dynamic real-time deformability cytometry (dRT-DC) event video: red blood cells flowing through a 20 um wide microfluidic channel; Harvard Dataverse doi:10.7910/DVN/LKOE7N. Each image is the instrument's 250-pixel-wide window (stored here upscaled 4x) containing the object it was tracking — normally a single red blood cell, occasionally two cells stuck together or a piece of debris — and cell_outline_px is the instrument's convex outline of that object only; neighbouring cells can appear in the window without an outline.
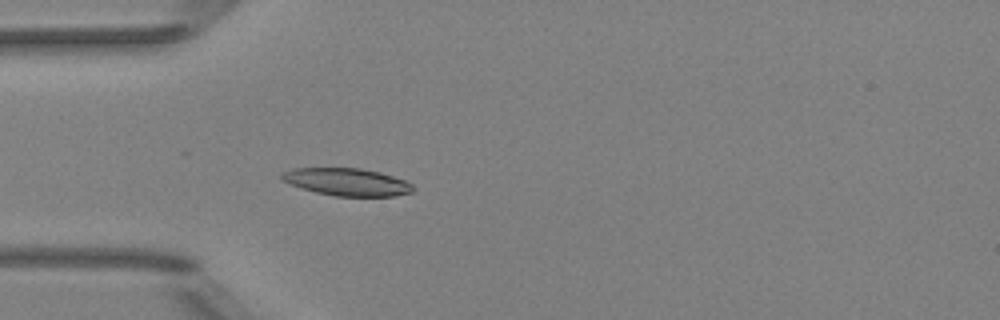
{"species": "Egyptian fruit bat (a non-hibernating species)", "species_latin": "Rousettus aegyptiacus", "temperature_condition": "room temperature", "stored_images_in_passage": 10, "camera_frame_rate_fps": 3000, "um_per_image_px": 0.085, "animal": {"sex": "female"}, "frame": {"image": 1, "passage_image": 4, "time_ms": 1.0, "image_size_px": [1000, 320], "cell_outline_px": [[416, 188], [412, 192], [396, 196], [336, 196], [316, 192], [300, 188], [280, 180], [280, 172], [292, 168], [360, 168], [380, 172], [404, 180], [412, 184]], "centroid_in_image_um": [29.46, 15.46], "position_along_channel_um": 55.5, "area_um2": 21.21}}
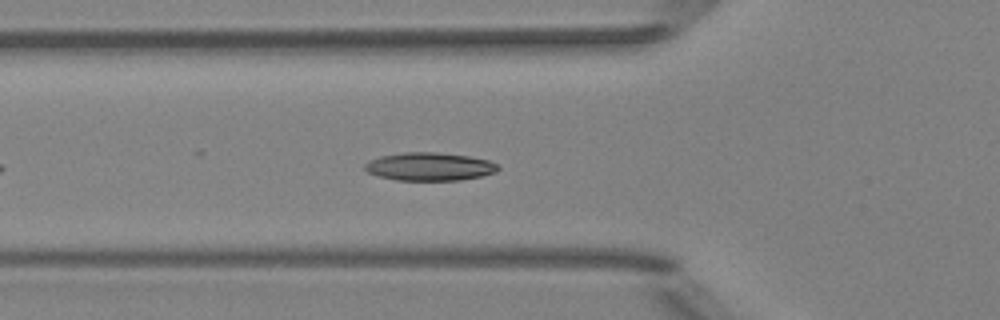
{"frame": {"image": 2, "passage_image": 7, "time_ms": 2.0, "image_size_px": [1000, 320], "cell_outline_px": [[500, 168], [496, 172], [480, 176], [460, 180], [396, 180], [380, 176], [368, 172], [364, 168], [364, 164], [368, 160], [380, 156], [404, 152], [436, 152], [468, 156], [488, 160], [496, 164]], "centroid_in_image_um": [36.49, 14.15], "position_along_channel_um": 89.3, "area_um2": 21.73}}